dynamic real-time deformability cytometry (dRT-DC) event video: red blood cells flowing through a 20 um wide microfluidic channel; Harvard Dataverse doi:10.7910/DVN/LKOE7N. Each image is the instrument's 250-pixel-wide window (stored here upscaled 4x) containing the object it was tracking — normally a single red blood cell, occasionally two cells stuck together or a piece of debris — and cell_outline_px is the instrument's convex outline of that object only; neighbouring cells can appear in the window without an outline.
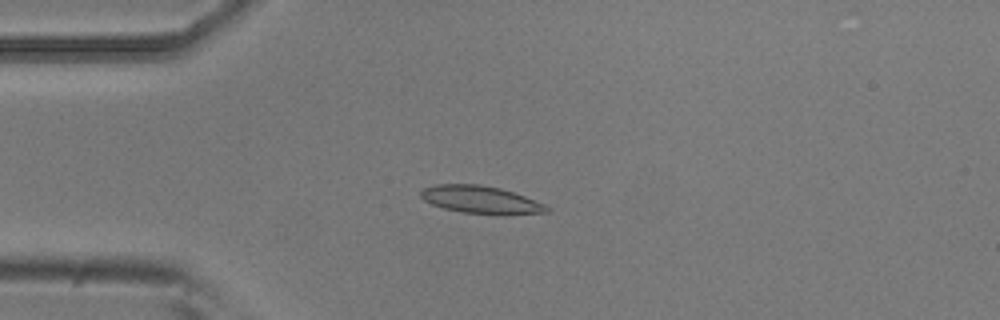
{"species": "common noctule bat (a hibernating species)", "species_latin": "Nyctalus noctula", "temperature_condition": "room temperature", "stored_images_in_passage": 46, "camera_frame_rate_fps": 3000, "um_per_image_px": 0.085, "animal": {"sex": "male", "body_mass_g": 20.5, "forearm_length_mm": 52.5}, "frame": {"image": 1, "passage_image": 13, "time_ms": 4.0, "image_size_px": [1000, 320], "cell_outline_px": [[552, 208], [548, 212], [508, 216], [500, 216], [464, 212], [444, 208], [432, 204], [424, 200], [420, 196], [420, 192], [424, 188], [436, 184], [480, 184], [500, 188], [524, 196], [544, 204]], "centroid_in_image_um": [40.92, 17.0], "position_along_channel_um": 44.1, "area_um2": 20.58}}
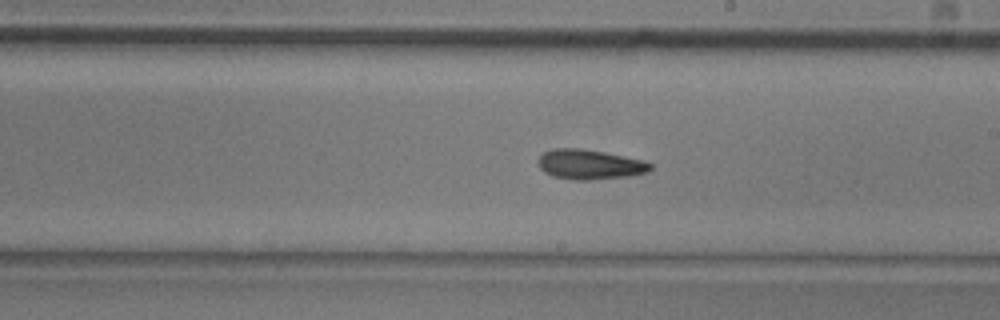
{"frame": {"image": 2, "passage_image": 30, "time_ms": 9.667, "image_size_px": [1000, 320], "cell_outline_px": [[652, 168], [648, 172], [632, 176], [588, 180], [572, 180], [552, 176], [544, 172], [536, 164], [536, 160], [544, 152], [552, 148], [580, 148], [604, 152], [644, 160], [652, 164]], "centroid_in_image_um": [50.1, 13.98], "position_along_channel_um": 238.9, "area_um2": 19.83}}
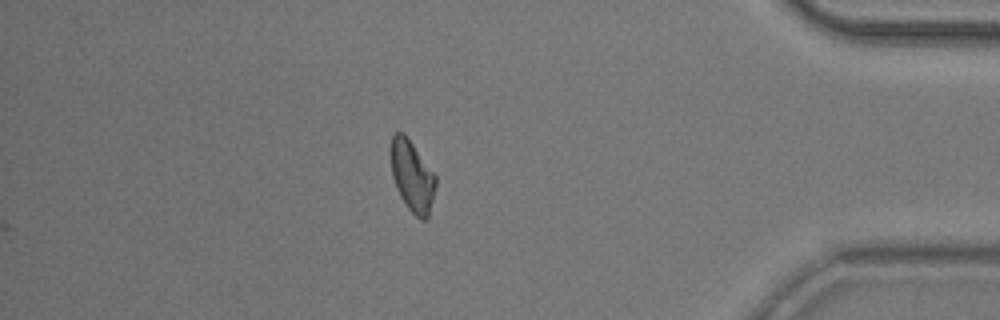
{"frame": {"image": 3, "passage_image": 46, "time_ms": 15.0, "image_size_px": [1000, 320], "cell_outline_px": [[436, 184], [428, 220], [420, 220], [408, 208], [400, 196], [392, 176], [392, 136], [396, 132], [404, 132], [436, 176]], "centroid_in_image_um": [35.06, 15.0], "position_along_channel_um": 400.1, "area_um2": 18.26}, "authors_computed_cell_mechanics": {"area_um2": 19.363, "velocity_mm_per_s": 3.7517, "shape_relaxation_time_tau1_ms": 11.2754, "shape_relaxation_time_tau2_ms": 2.6833, "deformation_change_tau1": 0.221, "deformation_change_tau2": 0.1012}}